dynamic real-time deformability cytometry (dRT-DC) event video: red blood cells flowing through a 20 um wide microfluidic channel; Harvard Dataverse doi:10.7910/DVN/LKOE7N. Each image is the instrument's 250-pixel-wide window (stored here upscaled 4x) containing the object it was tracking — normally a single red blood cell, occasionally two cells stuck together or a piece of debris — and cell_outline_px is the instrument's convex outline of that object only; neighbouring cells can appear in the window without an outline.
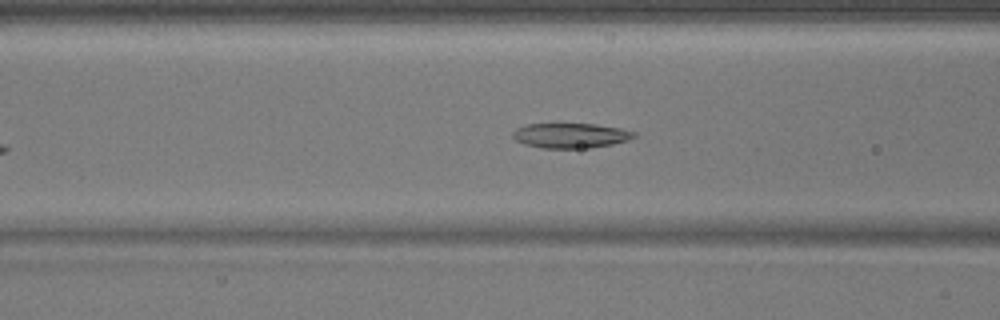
{"species": "common noctule bat (a hibernating species)", "species_latin": "Nyctalus noctula", "temperature_condition": "warm", "stored_images_in_passage": 32, "camera_frame_rate_fps": 3000, "um_per_image_px": 0.085, "animal": {"sex": "male", "body_mass_g": 17.9}, "frame": {"image": 1, "passage_image": 9, "time_ms": 2.667, "image_size_px": [1000, 320], "cell_outline_px": [[636, 136], [628, 140], [612, 144], [588, 148], [544, 148], [524, 144], [516, 140], [512, 136], [512, 132], [516, 128], [524, 124], [596, 124], [620, 128], [636, 132]], "centroid_in_image_um": [48.49, 11.51], "position_along_channel_um": 118.1, "area_um2": 17.63}}
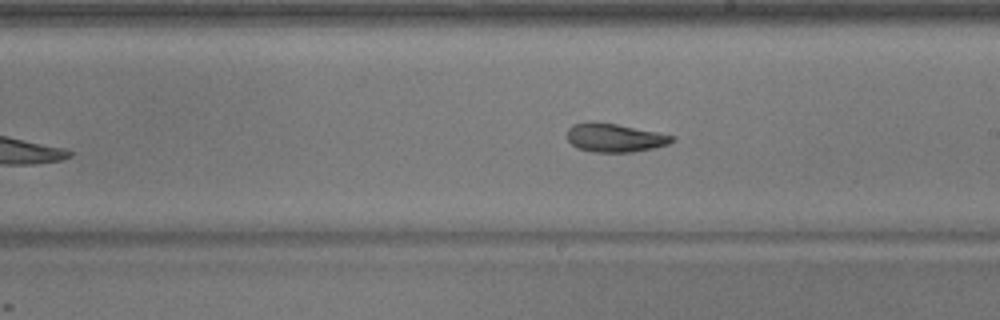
{"frame": {"image": 2, "passage_image": 18, "time_ms": 5.667, "image_size_px": [1000, 320], "cell_outline_px": [[676, 140], [668, 144], [652, 148], [632, 152], [596, 152], [576, 148], [568, 140], [568, 128], [572, 124], [588, 120], [596, 120], [676, 136]], "centroid_in_image_um": [52.22, 11.68], "position_along_channel_um": 236.8, "area_um2": 17.63}}
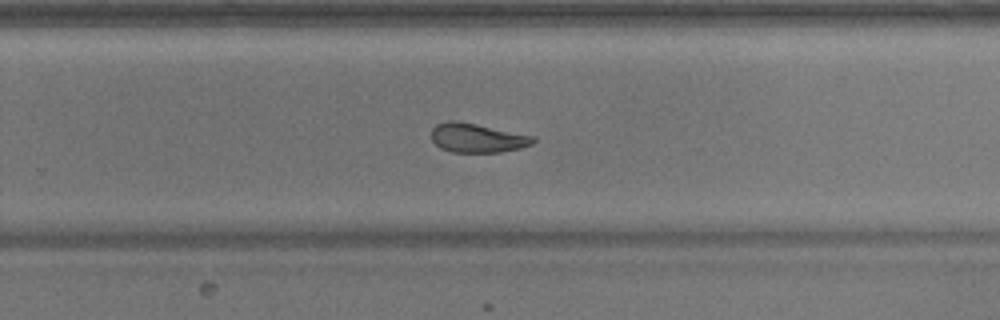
{"frame": {"image": 3, "passage_image": 22, "time_ms": 7.0, "image_size_px": [1000, 320], "cell_outline_px": [[536, 140], [532, 144], [520, 148], [500, 152], [452, 152], [440, 148], [432, 140], [432, 128], [436, 124], [448, 120], [456, 120], [536, 136]], "centroid_in_image_um": [40.57, 11.72], "position_along_channel_um": 289.2, "area_um2": 17.34}}